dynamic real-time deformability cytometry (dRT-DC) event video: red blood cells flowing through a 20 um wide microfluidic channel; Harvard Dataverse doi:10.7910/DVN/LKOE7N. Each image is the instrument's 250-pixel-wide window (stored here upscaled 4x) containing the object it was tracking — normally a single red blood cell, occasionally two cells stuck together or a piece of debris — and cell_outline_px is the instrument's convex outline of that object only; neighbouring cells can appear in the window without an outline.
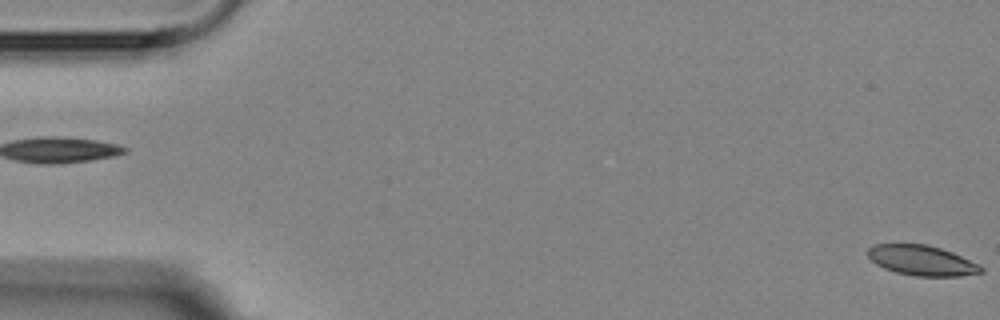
{"species": "Egyptian fruit bat (a non-hibernating species)", "species_latin": "Rousettus aegyptiacus", "temperature_condition": "room temperature", "stored_images_in_passage": 2, "camera_frame_rate_fps": 3000, "um_per_image_px": 0.085, "animal": {"sex": "female"}, "frame": {"image": 1, "passage_image": 2, "time_ms": 1.0, "image_size_px": [1000, 320], "cell_outline_px": [[984, 272], [960, 276], [916, 276], [896, 272], [884, 268], [876, 264], [868, 256], [868, 248], [876, 244], [928, 244], [952, 252], [980, 264], [984, 268]], "centroid_in_image_um": [78.39, 22.14], "position_along_channel_um": 6.6, "area_um2": 19.88}}